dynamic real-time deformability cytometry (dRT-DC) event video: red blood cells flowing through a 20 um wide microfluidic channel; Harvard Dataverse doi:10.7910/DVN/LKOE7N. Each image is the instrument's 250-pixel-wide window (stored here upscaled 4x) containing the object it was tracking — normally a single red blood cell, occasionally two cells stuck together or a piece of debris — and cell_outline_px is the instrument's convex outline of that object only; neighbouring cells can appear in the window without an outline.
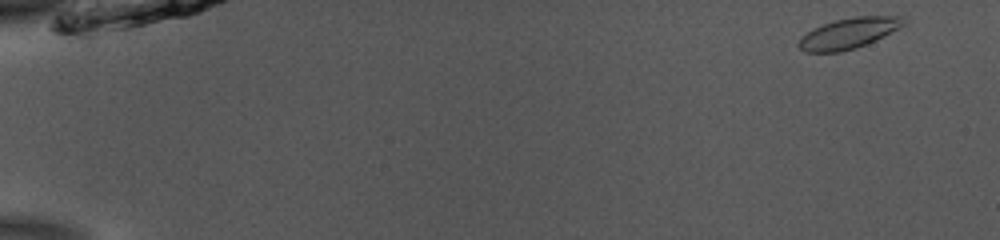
{"species": "common noctule bat (a hibernating species)", "species_latin": "Nyctalus noctula", "temperature_condition": "room temperature", "stored_images_in_passage": 51, "camera_frame_rate_fps": 3000, "um_per_image_px": 0.085, "animal": {"sex": "male", "body_mass_g": 13.0, "forearm_length_mm": 53.1}, "frame": {"image": 1, "passage_image": 1, "time_ms": 0.0, "image_size_px": [1000, 240], "cell_outline_px": [[908, 20], [904, 24], [876, 40], [856, 48], [840, 52], [804, 52], [796, 44], [808, 32], [824, 24], [836, 20], [856, 16], [900, 16]], "centroid_in_image_um": [72.15, 2.83], "position_along_channel_um": 12.8, "area_um2": 18.38}}
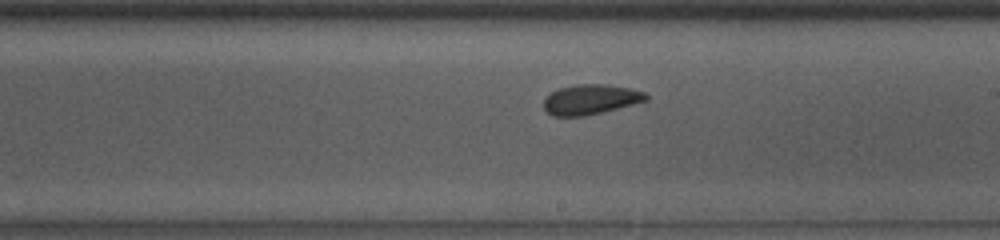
{"frame": {"image": 2, "passage_image": 30, "time_ms": 9.667, "image_size_px": [1000, 240], "cell_outline_px": [[648, 100], [584, 116], [552, 116], [544, 108], [544, 100], [552, 92], [560, 88], [576, 84], [604, 84], [628, 88], [644, 92], [648, 96]], "centroid_in_image_um": [50.18, 8.45], "position_along_channel_um": 238.8, "area_um2": 17.51}}
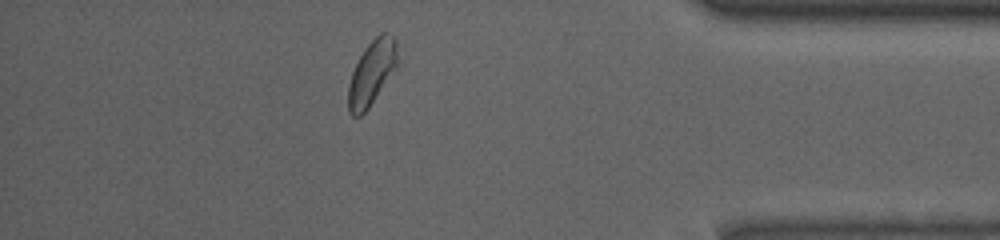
{"frame": {"image": 3, "passage_image": 45, "time_ms": 14.667, "image_size_px": [1000, 240], "cell_outline_px": [[396, 68], [368, 108], [360, 116], [352, 116], [348, 112], [348, 84], [352, 72], [364, 48], [380, 32], [384, 32], [392, 36], [396, 40]], "centroid_in_image_um": [31.57, 6.2], "position_along_channel_um": 403.6, "area_um2": 18.21}, "authors_computed_cell_mechanics": {"area_um2": 18.3804, "velocity_mm_per_s": 3.8543, "shape_relaxation_time_tau1_ms": 3.2978, "shape_relaxation_time_tau2_ms": null, "deformation_change_tau1": 0.0803, "deformation_change_tau2": null}}